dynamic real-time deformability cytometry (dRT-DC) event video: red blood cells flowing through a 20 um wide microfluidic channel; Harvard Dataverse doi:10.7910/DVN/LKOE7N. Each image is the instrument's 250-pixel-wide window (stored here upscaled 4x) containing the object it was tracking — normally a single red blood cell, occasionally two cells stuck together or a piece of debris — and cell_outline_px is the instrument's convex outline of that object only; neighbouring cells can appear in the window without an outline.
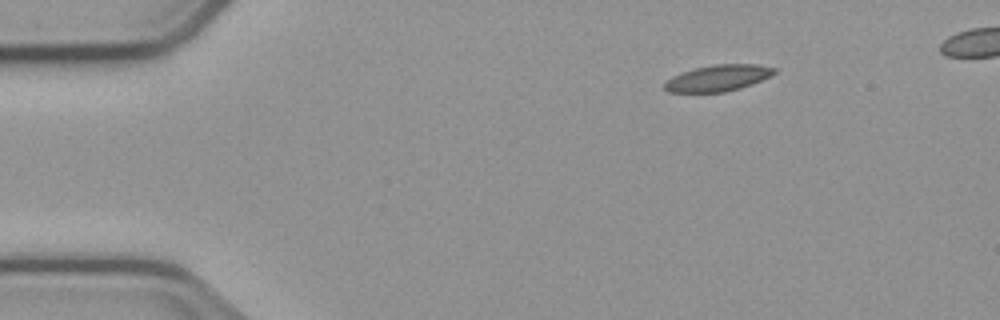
{"species": "common noctule bat (a hibernating species)", "species_latin": "Nyctalus noctula", "temperature_condition": "cold", "stored_images_in_passage": 3, "camera_frame_rate_fps": 3000, "um_per_image_px": 0.085, "animal": {"sex": "male", "body_mass_g": 23.1, "forearm_length_mm": 52.7}, "frame": {"image": 1, "passage_image": 1, "time_ms": 0.0, "image_size_px": [1000, 320], "cell_outline_px": [[776, 72], [752, 84], [740, 88], [724, 92], [668, 92], [664, 88], [664, 84], [672, 76], [680, 72], [712, 64], [756, 64], [776, 68]], "centroid_in_image_um": [61.01, 6.63], "position_along_channel_um": 24.0, "area_um2": 16.7}}